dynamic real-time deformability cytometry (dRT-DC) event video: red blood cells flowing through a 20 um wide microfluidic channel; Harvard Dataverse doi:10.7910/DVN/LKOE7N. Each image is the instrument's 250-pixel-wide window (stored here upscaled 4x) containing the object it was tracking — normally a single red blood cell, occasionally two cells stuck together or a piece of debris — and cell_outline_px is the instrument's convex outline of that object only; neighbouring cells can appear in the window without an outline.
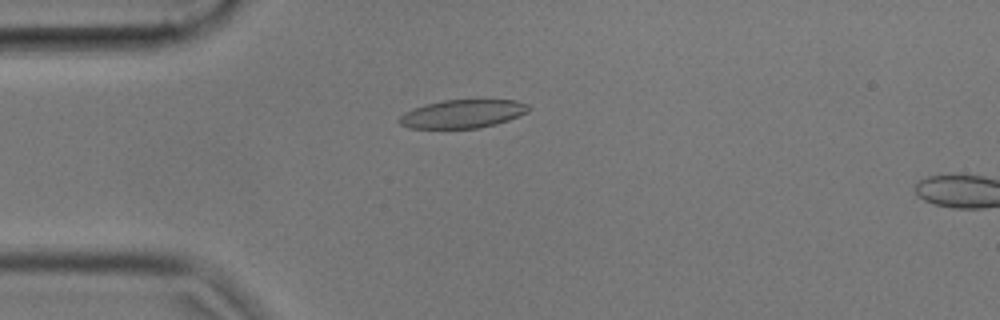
{"species": "common noctule bat (a hibernating species)", "species_latin": "Nyctalus noctula", "temperature_condition": "cold", "stored_images_in_passage": 16, "camera_frame_rate_fps": 3000, "um_per_image_px": 0.085, "animal": {"sex": "male", "body_mass_g": 17.9, "forearm_length_mm": 54.2}, "frame": {"image": 1, "passage_image": 14, "time_ms": 4.333, "image_size_px": [1000, 320], "cell_outline_px": [[532, 108], [528, 112], [508, 120], [496, 124], [480, 128], [408, 128], [400, 124], [396, 120], [404, 112], [412, 108], [424, 104], [444, 100], [516, 100], [528, 104]], "centroid_in_image_um": [39.31, 9.67], "position_along_channel_um": 45.7, "area_um2": 21.56}}